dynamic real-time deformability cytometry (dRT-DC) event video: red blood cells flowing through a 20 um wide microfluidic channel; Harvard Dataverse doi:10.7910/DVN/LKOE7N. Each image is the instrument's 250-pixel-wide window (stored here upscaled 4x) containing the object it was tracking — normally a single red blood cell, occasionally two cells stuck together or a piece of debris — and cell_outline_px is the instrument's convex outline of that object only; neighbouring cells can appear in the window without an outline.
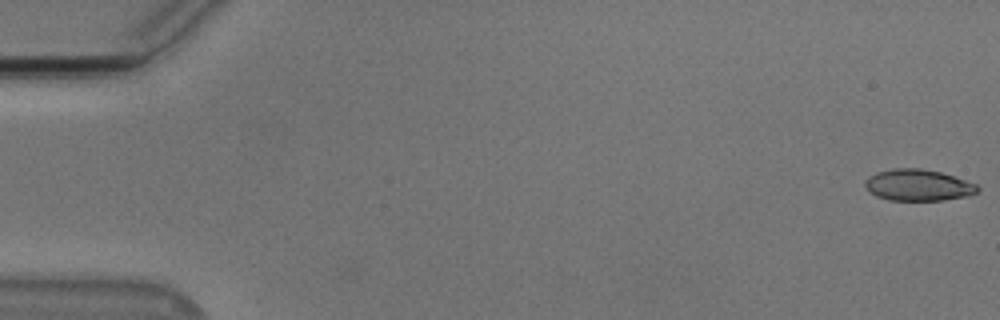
{"species": "Egyptian fruit bat (a non-hibernating species)", "species_latin": "Rousettus aegyptiacus", "temperature_condition": "cold", "stored_images_in_passage": 55, "camera_frame_rate_fps": 3000, "um_per_image_px": 0.085, "animal": {"sex": "male"}, "frame": {"image": 1, "passage_image": 1, "time_ms": 0.0, "image_size_px": [1000, 320], "cell_outline_px": [[980, 188], [976, 192], [968, 196], [944, 200], [888, 200], [876, 196], [868, 192], [864, 184], [864, 180], [868, 176], [876, 172], [892, 168], [920, 168], [940, 172], [976, 184]], "centroid_in_image_um": [77.98, 15.73], "position_along_channel_um": 7.0, "area_um2": 20.69}}
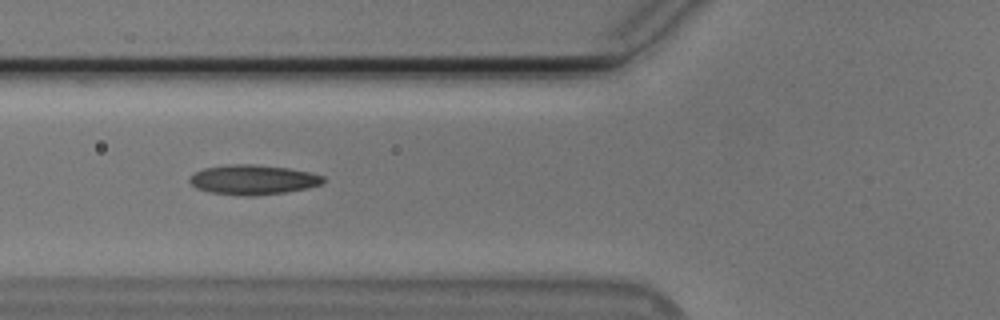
{"frame": {"image": 2, "passage_image": 21, "time_ms": 6.667, "image_size_px": [1000, 320], "cell_outline_px": [[324, 180], [320, 184], [308, 188], [284, 192], [252, 196], [244, 196], [208, 192], [196, 188], [188, 180], [188, 176], [204, 168], [232, 164], [252, 164], [288, 168], [308, 172], [324, 176]], "centroid_in_image_um": [21.46, 15.28], "position_along_channel_um": 104.3, "area_um2": 23.06}}
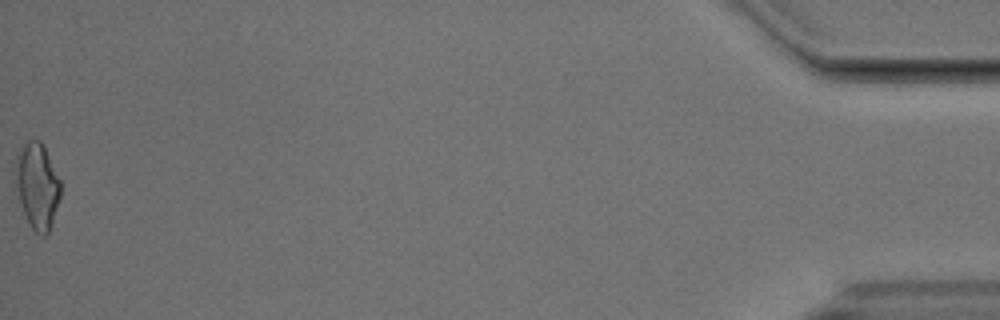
{"frame": {"image": 3, "passage_image": 55, "time_ms": 18.0, "image_size_px": [1000, 320], "cell_outline_px": [[60, 196], [48, 232], [44, 236], [40, 236], [28, 224], [20, 200], [12, 172], [16, 152], [28, 140], [40, 140], [44, 144], [60, 180]], "centroid_in_image_um": [3.12, 15.73], "position_along_channel_um": 432.1, "area_um2": 22.77}, "authors_computed_cell_mechanics": {"area_um2": 21.4438, "velocity_mm_per_s": 3.772, "shape_relaxation_time_tau1_ms": 6.9029, "shape_relaxation_time_tau2_ms": 2.7668, "deformation_change_tau1": 0.1959, "deformation_change_tau2": 0.1003}}